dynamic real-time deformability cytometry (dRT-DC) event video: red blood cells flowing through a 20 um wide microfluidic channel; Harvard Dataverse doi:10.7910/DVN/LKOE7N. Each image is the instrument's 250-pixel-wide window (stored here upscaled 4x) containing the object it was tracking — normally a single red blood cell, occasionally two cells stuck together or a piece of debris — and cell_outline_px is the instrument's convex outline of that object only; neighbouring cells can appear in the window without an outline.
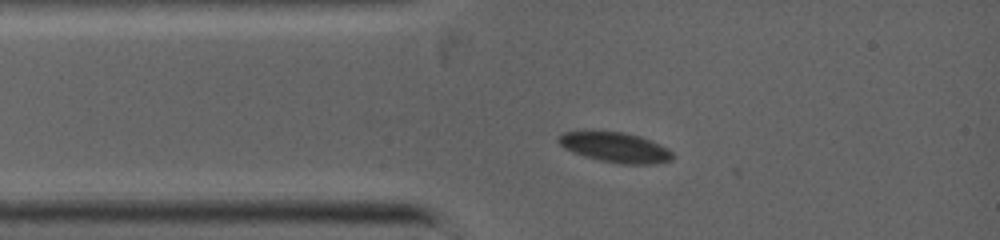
{"species": "common noctule bat (a hibernating species)", "species_latin": "Nyctalus noctula", "temperature_condition": "warm", "stored_images_in_passage": 8, "camera_frame_rate_fps": 5000, "um_per_image_px": 0.085, "animal": {"sex": "female", "body_mass_g": 19.0, "forearm_length_mm": 53.3}, "frame": {"image": 1, "passage_image": 1, "time_ms": 0.0, "image_size_px": [1000, 240], "cell_outline_px": [[676, 156], [672, 160], [652, 164], [620, 164], [600, 160], [584, 156], [572, 152], [564, 148], [556, 140], [564, 132], [624, 132], [640, 136], [660, 144], [668, 148]], "centroid_in_image_um": [52.35, 12.54], "position_along_channel_um": 32.7, "area_um2": 19.88}}